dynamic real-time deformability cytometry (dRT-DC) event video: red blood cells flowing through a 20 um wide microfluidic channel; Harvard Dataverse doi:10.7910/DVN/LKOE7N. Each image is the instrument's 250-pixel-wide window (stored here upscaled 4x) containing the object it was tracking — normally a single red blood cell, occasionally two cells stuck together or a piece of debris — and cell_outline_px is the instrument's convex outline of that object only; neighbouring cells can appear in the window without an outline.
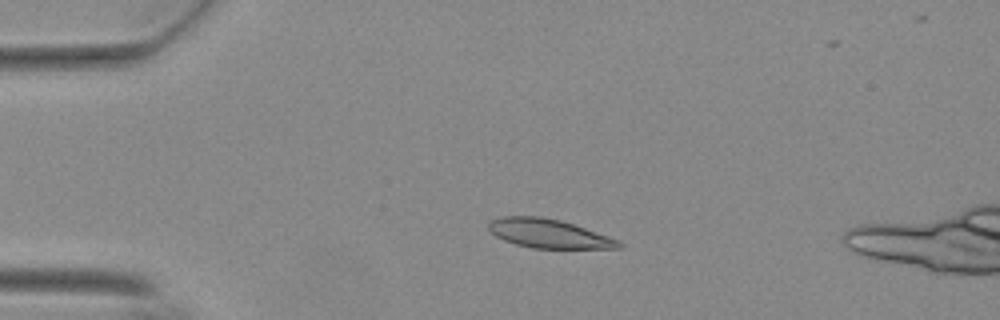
{"species": "Egyptian fruit bat (a non-hibernating species)", "species_latin": "Rousettus aegyptiacus", "temperature_condition": "warm", "stored_images_in_passage": 45, "camera_frame_rate_fps": 3000, "um_per_image_px": 0.085, "animal": {"sex": "female"}, "frame": {"image": 1, "passage_image": 8, "time_ms": 2.333, "image_size_px": [1000, 320], "cell_outline_px": [[624, 244], [620, 248], [532, 248], [516, 244], [504, 240], [496, 236], [488, 228], [488, 220], [500, 216], [540, 216], [560, 220], [620, 240]], "centroid_in_image_um": [46.61, 19.84], "position_along_channel_um": 38.4, "area_um2": 21.85}}
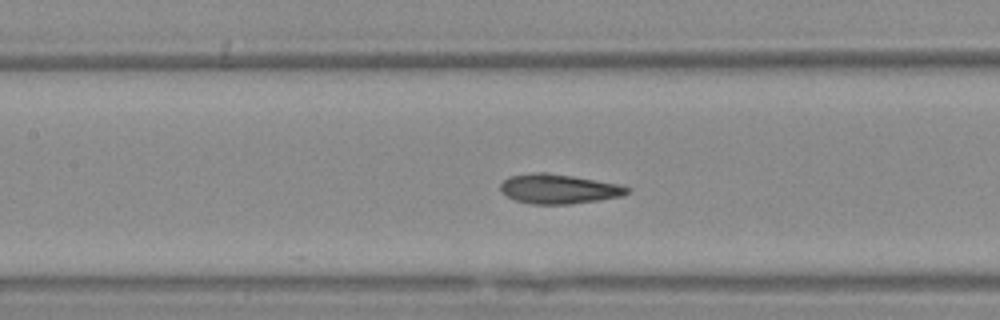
{"frame": {"image": 2, "passage_image": 21, "time_ms": 6.667, "image_size_px": [1000, 320], "cell_outline_px": [[632, 192], [624, 196], [572, 204], [532, 204], [516, 200], [508, 196], [500, 188], [500, 184], [508, 176], [532, 172], [548, 172], [620, 184], [632, 188]], "centroid_in_image_um": [47.55, 16.05], "position_along_channel_um": 159.8, "area_um2": 22.02}}
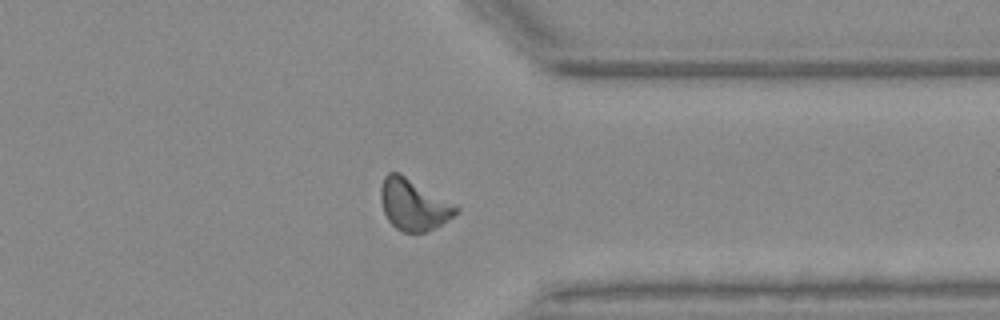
{"frame": {"image": 3, "passage_image": 39, "time_ms": 12.667, "image_size_px": [1000, 320], "cell_outline_px": [[460, 212], [440, 224], [424, 232], [404, 232], [396, 228], [388, 220], [384, 212], [380, 200], [380, 188], [384, 176], [388, 172], [400, 172], [460, 208]], "centroid_in_image_um": [35.12, 17.37], "position_along_channel_um": 376.3, "area_um2": 22.25}, "authors_computed_cell_mechanics": {"area_um2": 21.7906, "velocity_mm_per_s": 3.6824, "shape_relaxation_time_tau1_ms": 5.1172, "shape_relaxation_time_tau2_ms": 2.246, "deformation_change_tau1": 0.1408, "deformation_change_tau2": 0.0391}}